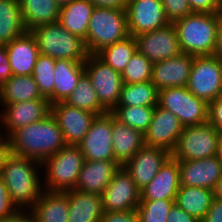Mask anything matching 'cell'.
I'll return each mask as SVG.
<instances>
[{
    "mask_svg": "<svg viewBox=\"0 0 222 222\" xmlns=\"http://www.w3.org/2000/svg\"><path fill=\"white\" fill-rule=\"evenodd\" d=\"M8 138L12 154L41 163L66 145L62 130L52 114L14 131Z\"/></svg>",
    "mask_w": 222,
    "mask_h": 222,
    "instance_id": "cell-1",
    "label": "cell"
},
{
    "mask_svg": "<svg viewBox=\"0 0 222 222\" xmlns=\"http://www.w3.org/2000/svg\"><path fill=\"white\" fill-rule=\"evenodd\" d=\"M41 168L42 163L32 158L14 154L7 158L0 177L19 210L29 211L44 192Z\"/></svg>",
    "mask_w": 222,
    "mask_h": 222,
    "instance_id": "cell-2",
    "label": "cell"
},
{
    "mask_svg": "<svg viewBox=\"0 0 222 222\" xmlns=\"http://www.w3.org/2000/svg\"><path fill=\"white\" fill-rule=\"evenodd\" d=\"M222 12H192L175 21L182 53L194 56H212L217 42V32Z\"/></svg>",
    "mask_w": 222,
    "mask_h": 222,
    "instance_id": "cell-3",
    "label": "cell"
},
{
    "mask_svg": "<svg viewBox=\"0 0 222 222\" xmlns=\"http://www.w3.org/2000/svg\"><path fill=\"white\" fill-rule=\"evenodd\" d=\"M29 31L36 40L40 54L55 60L77 62H85L89 55L84 40L66 30L59 21L35 26Z\"/></svg>",
    "mask_w": 222,
    "mask_h": 222,
    "instance_id": "cell-4",
    "label": "cell"
},
{
    "mask_svg": "<svg viewBox=\"0 0 222 222\" xmlns=\"http://www.w3.org/2000/svg\"><path fill=\"white\" fill-rule=\"evenodd\" d=\"M129 35L126 9L95 7L84 42L89 54H97Z\"/></svg>",
    "mask_w": 222,
    "mask_h": 222,
    "instance_id": "cell-5",
    "label": "cell"
},
{
    "mask_svg": "<svg viewBox=\"0 0 222 222\" xmlns=\"http://www.w3.org/2000/svg\"><path fill=\"white\" fill-rule=\"evenodd\" d=\"M84 155L78 145H65L42 163L43 188L64 192L74 189L84 164ZM45 180V181H44Z\"/></svg>",
    "mask_w": 222,
    "mask_h": 222,
    "instance_id": "cell-6",
    "label": "cell"
},
{
    "mask_svg": "<svg viewBox=\"0 0 222 222\" xmlns=\"http://www.w3.org/2000/svg\"><path fill=\"white\" fill-rule=\"evenodd\" d=\"M158 105L176 115L183 127L208 122L209 103L193 95L186 86L161 89Z\"/></svg>",
    "mask_w": 222,
    "mask_h": 222,
    "instance_id": "cell-7",
    "label": "cell"
},
{
    "mask_svg": "<svg viewBox=\"0 0 222 222\" xmlns=\"http://www.w3.org/2000/svg\"><path fill=\"white\" fill-rule=\"evenodd\" d=\"M219 133L209 123L183 127L171 156L176 160H200L214 157Z\"/></svg>",
    "mask_w": 222,
    "mask_h": 222,
    "instance_id": "cell-8",
    "label": "cell"
},
{
    "mask_svg": "<svg viewBox=\"0 0 222 222\" xmlns=\"http://www.w3.org/2000/svg\"><path fill=\"white\" fill-rule=\"evenodd\" d=\"M84 69L92 82L100 104L111 112L120 100L123 81L121 73L107 65L96 54H89Z\"/></svg>",
    "mask_w": 222,
    "mask_h": 222,
    "instance_id": "cell-9",
    "label": "cell"
},
{
    "mask_svg": "<svg viewBox=\"0 0 222 222\" xmlns=\"http://www.w3.org/2000/svg\"><path fill=\"white\" fill-rule=\"evenodd\" d=\"M187 89L196 97L211 102L222 95V61L212 56H195Z\"/></svg>",
    "mask_w": 222,
    "mask_h": 222,
    "instance_id": "cell-10",
    "label": "cell"
},
{
    "mask_svg": "<svg viewBox=\"0 0 222 222\" xmlns=\"http://www.w3.org/2000/svg\"><path fill=\"white\" fill-rule=\"evenodd\" d=\"M0 106L4 109H2V113L0 112V127L3 130L0 129V134L6 137L24 126L43 120L51 114V103L45 97L32 101L1 104Z\"/></svg>",
    "mask_w": 222,
    "mask_h": 222,
    "instance_id": "cell-11",
    "label": "cell"
},
{
    "mask_svg": "<svg viewBox=\"0 0 222 222\" xmlns=\"http://www.w3.org/2000/svg\"><path fill=\"white\" fill-rule=\"evenodd\" d=\"M105 212H122L137 209L141 193L131 175L121 166L102 193Z\"/></svg>",
    "mask_w": 222,
    "mask_h": 222,
    "instance_id": "cell-12",
    "label": "cell"
},
{
    "mask_svg": "<svg viewBox=\"0 0 222 222\" xmlns=\"http://www.w3.org/2000/svg\"><path fill=\"white\" fill-rule=\"evenodd\" d=\"M112 114L98 115L78 144L84 159L90 161L115 160L112 146Z\"/></svg>",
    "mask_w": 222,
    "mask_h": 222,
    "instance_id": "cell-13",
    "label": "cell"
},
{
    "mask_svg": "<svg viewBox=\"0 0 222 222\" xmlns=\"http://www.w3.org/2000/svg\"><path fill=\"white\" fill-rule=\"evenodd\" d=\"M137 51L152 63L181 54L177 30L173 23L134 37Z\"/></svg>",
    "mask_w": 222,
    "mask_h": 222,
    "instance_id": "cell-14",
    "label": "cell"
},
{
    "mask_svg": "<svg viewBox=\"0 0 222 222\" xmlns=\"http://www.w3.org/2000/svg\"><path fill=\"white\" fill-rule=\"evenodd\" d=\"M128 29L133 37L167 26L161 0H128Z\"/></svg>",
    "mask_w": 222,
    "mask_h": 222,
    "instance_id": "cell-15",
    "label": "cell"
},
{
    "mask_svg": "<svg viewBox=\"0 0 222 222\" xmlns=\"http://www.w3.org/2000/svg\"><path fill=\"white\" fill-rule=\"evenodd\" d=\"M182 130L183 126L178 117L157 104L149 128L144 133V143L147 146L166 149L172 153Z\"/></svg>",
    "mask_w": 222,
    "mask_h": 222,
    "instance_id": "cell-16",
    "label": "cell"
},
{
    "mask_svg": "<svg viewBox=\"0 0 222 222\" xmlns=\"http://www.w3.org/2000/svg\"><path fill=\"white\" fill-rule=\"evenodd\" d=\"M51 114L62 130L66 145H78L97 116L95 113L70 106L65 102L51 105Z\"/></svg>",
    "mask_w": 222,
    "mask_h": 222,
    "instance_id": "cell-17",
    "label": "cell"
},
{
    "mask_svg": "<svg viewBox=\"0 0 222 222\" xmlns=\"http://www.w3.org/2000/svg\"><path fill=\"white\" fill-rule=\"evenodd\" d=\"M170 156L171 153L166 149L144 145L123 167L141 191L156 177L161 166Z\"/></svg>",
    "mask_w": 222,
    "mask_h": 222,
    "instance_id": "cell-18",
    "label": "cell"
},
{
    "mask_svg": "<svg viewBox=\"0 0 222 222\" xmlns=\"http://www.w3.org/2000/svg\"><path fill=\"white\" fill-rule=\"evenodd\" d=\"M194 59V55L181 53L169 59L154 62L151 82L159 91L169 87L187 86Z\"/></svg>",
    "mask_w": 222,
    "mask_h": 222,
    "instance_id": "cell-19",
    "label": "cell"
},
{
    "mask_svg": "<svg viewBox=\"0 0 222 222\" xmlns=\"http://www.w3.org/2000/svg\"><path fill=\"white\" fill-rule=\"evenodd\" d=\"M180 186L213 190L222 175V164L216 156L200 160H178Z\"/></svg>",
    "mask_w": 222,
    "mask_h": 222,
    "instance_id": "cell-20",
    "label": "cell"
},
{
    "mask_svg": "<svg viewBox=\"0 0 222 222\" xmlns=\"http://www.w3.org/2000/svg\"><path fill=\"white\" fill-rule=\"evenodd\" d=\"M120 167L116 160H85L74 189L102 195Z\"/></svg>",
    "mask_w": 222,
    "mask_h": 222,
    "instance_id": "cell-21",
    "label": "cell"
},
{
    "mask_svg": "<svg viewBox=\"0 0 222 222\" xmlns=\"http://www.w3.org/2000/svg\"><path fill=\"white\" fill-rule=\"evenodd\" d=\"M180 188L178 160L170 156L141 191V200H175Z\"/></svg>",
    "mask_w": 222,
    "mask_h": 222,
    "instance_id": "cell-22",
    "label": "cell"
},
{
    "mask_svg": "<svg viewBox=\"0 0 222 222\" xmlns=\"http://www.w3.org/2000/svg\"><path fill=\"white\" fill-rule=\"evenodd\" d=\"M5 46L12 75H32L40 53L36 40L30 31L14 38Z\"/></svg>",
    "mask_w": 222,
    "mask_h": 222,
    "instance_id": "cell-23",
    "label": "cell"
},
{
    "mask_svg": "<svg viewBox=\"0 0 222 222\" xmlns=\"http://www.w3.org/2000/svg\"><path fill=\"white\" fill-rule=\"evenodd\" d=\"M69 202L68 222H99L102 217V196L76 189L66 191Z\"/></svg>",
    "mask_w": 222,
    "mask_h": 222,
    "instance_id": "cell-24",
    "label": "cell"
},
{
    "mask_svg": "<svg viewBox=\"0 0 222 222\" xmlns=\"http://www.w3.org/2000/svg\"><path fill=\"white\" fill-rule=\"evenodd\" d=\"M112 146L115 160L123 166L144 145V134L123 124L112 115Z\"/></svg>",
    "mask_w": 222,
    "mask_h": 222,
    "instance_id": "cell-25",
    "label": "cell"
},
{
    "mask_svg": "<svg viewBox=\"0 0 222 222\" xmlns=\"http://www.w3.org/2000/svg\"><path fill=\"white\" fill-rule=\"evenodd\" d=\"M34 222H68L69 202L66 191H46L29 210Z\"/></svg>",
    "mask_w": 222,
    "mask_h": 222,
    "instance_id": "cell-26",
    "label": "cell"
},
{
    "mask_svg": "<svg viewBox=\"0 0 222 222\" xmlns=\"http://www.w3.org/2000/svg\"><path fill=\"white\" fill-rule=\"evenodd\" d=\"M84 73V62L56 60L54 67V104L66 101Z\"/></svg>",
    "mask_w": 222,
    "mask_h": 222,
    "instance_id": "cell-27",
    "label": "cell"
},
{
    "mask_svg": "<svg viewBox=\"0 0 222 222\" xmlns=\"http://www.w3.org/2000/svg\"><path fill=\"white\" fill-rule=\"evenodd\" d=\"M95 6L88 0H74L60 9L59 23L70 33L86 39Z\"/></svg>",
    "mask_w": 222,
    "mask_h": 222,
    "instance_id": "cell-28",
    "label": "cell"
},
{
    "mask_svg": "<svg viewBox=\"0 0 222 222\" xmlns=\"http://www.w3.org/2000/svg\"><path fill=\"white\" fill-rule=\"evenodd\" d=\"M44 98L32 75H13L0 86V104Z\"/></svg>",
    "mask_w": 222,
    "mask_h": 222,
    "instance_id": "cell-29",
    "label": "cell"
},
{
    "mask_svg": "<svg viewBox=\"0 0 222 222\" xmlns=\"http://www.w3.org/2000/svg\"><path fill=\"white\" fill-rule=\"evenodd\" d=\"M213 198L211 189L180 186L175 203L201 222L211 207Z\"/></svg>",
    "mask_w": 222,
    "mask_h": 222,
    "instance_id": "cell-30",
    "label": "cell"
},
{
    "mask_svg": "<svg viewBox=\"0 0 222 222\" xmlns=\"http://www.w3.org/2000/svg\"><path fill=\"white\" fill-rule=\"evenodd\" d=\"M19 4L28 31L35 26L59 21L60 8L55 0H19Z\"/></svg>",
    "mask_w": 222,
    "mask_h": 222,
    "instance_id": "cell-31",
    "label": "cell"
},
{
    "mask_svg": "<svg viewBox=\"0 0 222 222\" xmlns=\"http://www.w3.org/2000/svg\"><path fill=\"white\" fill-rule=\"evenodd\" d=\"M27 31L19 0H0V45L9 44Z\"/></svg>",
    "mask_w": 222,
    "mask_h": 222,
    "instance_id": "cell-32",
    "label": "cell"
},
{
    "mask_svg": "<svg viewBox=\"0 0 222 222\" xmlns=\"http://www.w3.org/2000/svg\"><path fill=\"white\" fill-rule=\"evenodd\" d=\"M65 103L95 113L97 116L108 113V111L100 104L97 93L86 73L80 77L76 88L71 92Z\"/></svg>",
    "mask_w": 222,
    "mask_h": 222,
    "instance_id": "cell-33",
    "label": "cell"
},
{
    "mask_svg": "<svg viewBox=\"0 0 222 222\" xmlns=\"http://www.w3.org/2000/svg\"><path fill=\"white\" fill-rule=\"evenodd\" d=\"M159 90L150 81L143 83H123L117 106H156Z\"/></svg>",
    "mask_w": 222,
    "mask_h": 222,
    "instance_id": "cell-34",
    "label": "cell"
},
{
    "mask_svg": "<svg viewBox=\"0 0 222 222\" xmlns=\"http://www.w3.org/2000/svg\"><path fill=\"white\" fill-rule=\"evenodd\" d=\"M136 52V40L132 35H129L112 45L104 47L96 55L118 73H122Z\"/></svg>",
    "mask_w": 222,
    "mask_h": 222,
    "instance_id": "cell-35",
    "label": "cell"
},
{
    "mask_svg": "<svg viewBox=\"0 0 222 222\" xmlns=\"http://www.w3.org/2000/svg\"><path fill=\"white\" fill-rule=\"evenodd\" d=\"M154 110L155 106H116L110 113L119 122L144 134L152 121Z\"/></svg>",
    "mask_w": 222,
    "mask_h": 222,
    "instance_id": "cell-36",
    "label": "cell"
},
{
    "mask_svg": "<svg viewBox=\"0 0 222 222\" xmlns=\"http://www.w3.org/2000/svg\"><path fill=\"white\" fill-rule=\"evenodd\" d=\"M56 60L50 56L40 54L34 66L32 76L39 87L43 97L51 105L54 104V67Z\"/></svg>",
    "mask_w": 222,
    "mask_h": 222,
    "instance_id": "cell-37",
    "label": "cell"
},
{
    "mask_svg": "<svg viewBox=\"0 0 222 222\" xmlns=\"http://www.w3.org/2000/svg\"><path fill=\"white\" fill-rule=\"evenodd\" d=\"M153 63L138 51L132 56L121 73L123 83H143L152 78Z\"/></svg>",
    "mask_w": 222,
    "mask_h": 222,
    "instance_id": "cell-38",
    "label": "cell"
},
{
    "mask_svg": "<svg viewBox=\"0 0 222 222\" xmlns=\"http://www.w3.org/2000/svg\"><path fill=\"white\" fill-rule=\"evenodd\" d=\"M175 200H140L137 207L140 222H167V216Z\"/></svg>",
    "mask_w": 222,
    "mask_h": 222,
    "instance_id": "cell-39",
    "label": "cell"
},
{
    "mask_svg": "<svg viewBox=\"0 0 222 222\" xmlns=\"http://www.w3.org/2000/svg\"><path fill=\"white\" fill-rule=\"evenodd\" d=\"M161 2L164 6L165 16L170 23L192 13L187 0H161Z\"/></svg>",
    "mask_w": 222,
    "mask_h": 222,
    "instance_id": "cell-40",
    "label": "cell"
},
{
    "mask_svg": "<svg viewBox=\"0 0 222 222\" xmlns=\"http://www.w3.org/2000/svg\"><path fill=\"white\" fill-rule=\"evenodd\" d=\"M20 211L12 202L5 182L0 177V219L8 218Z\"/></svg>",
    "mask_w": 222,
    "mask_h": 222,
    "instance_id": "cell-41",
    "label": "cell"
},
{
    "mask_svg": "<svg viewBox=\"0 0 222 222\" xmlns=\"http://www.w3.org/2000/svg\"><path fill=\"white\" fill-rule=\"evenodd\" d=\"M208 122L222 135V96L209 102Z\"/></svg>",
    "mask_w": 222,
    "mask_h": 222,
    "instance_id": "cell-42",
    "label": "cell"
},
{
    "mask_svg": "<svg viewBox=\"0 0 222 222\" xmlns=\"http://www.w3.org/2000/svg\"><path fill=\"white\" fill-rule=\"evenodd\" d=\"M192 12H222V0H187Z\"/></svg>",
    "mask_w": 222,
    "mask_h": 222,
    "instance_id": "cell-43",
    "label": "cell"
},
{
    "mask_svg": "<svg viewBox=\"0 0 222 222\" xmlns=\"http://www.w3.org/2000/svg\"><path fill=\"white\" fill-rule=\"evenodd\" d=\"M99 222H140L137 209L122 212H105Z\"/></svg>",
    "mask_w": 222,
    "mask_h": 222,
    "instance_id": "cell-44",
    "label": "cell"
},
{
    "mask_svg": "<svg viewBox=\"0 0 222 222\" xmlns=\"http://www.w3.org/2000/svg\"><path fill=\"white\" fill-rule=\"evenodd\" d=\"M167 222H200L195 217L189 215L176 203L172 205L167 216Z\"/></svg>",
    "mask_w": 222,
    "mask_h": 222,
    "instance_id": "cell-45",
    "label": "cell"
},
{
    "mask_svg": "<svg viewBox=\"0 0 222 222\" xmlns=\"http://www.w3.org/2000/svg\"><path fill=\"white\" fill-rule=\"evenodd\" d=\"M12 76L10 65L7 61L6 46L0 45V86Z\"/></svg>",
    "mask_w": 222,
    "mask_h": 222,
    "instance_id": "cell-46",
    "label": "cell"
},
{
    "mask_svg": "<svg viewBox=\"0 0 222 222\" xmlns=\"http://www.w3.org/2000/svg\"><path fill=\"white\" fill-rule=\"evenodd\" d=\"M201 222H222V200L213 198L211 207Z\"/></svg>",
    "mask_w": 222,
    "mask_h": 222,
    "instance_id": "cell-47",
    "label": "cell"
},
{
    "mask_svg": "<svg viewBox=\"0 0 222 222\" xmlns=\"http://www.w3.org/2000/svg\"><path fill=\"white\" fill-rule=\"evenodd\" d=\"M12 154L9 138L0 134V174L7 158Z\"/></svg>",
    "mask_w": 222,
    "mask_h": 222,
    "instance_id": "cell-48",
    "label": "cell"
},
{
    "mask_svg": "<svg viewBox=\"0 0 222 222\" xmlns=\"http://www.w3.org/2000/svg\"><path fill=\"white\" fill-rule=\"evenodd\" d=\"M95 7L126 9L128 0H88Z\"/></svg>",
    "mask_w": 222,
    "mask_h": 222,
    "instance_id": "cell-49",
    "label": "cell"
},
{
    "mask_svg": "<svg viewBox=\"0 0 222 222\" xmlns=\"http://www.w3.org/2000/svg\"><path fill=\"white\" fill-rule=\"evenodd\" d=\"M0 222H34V220L30 211L20 210L11 217L0 219Z\"/></svg>",
    "mask_w": 222,
    "mask_h": 222,
    "instance_id": "cell-50",
    "label": "cell"
},
{
    "mask_svg": "<svg viewBox=\"0 0 222 222\" xmlns=\"http://www.w3.org/2000/svg\"><path fill=\"white\" fill-rule=\"evenodd\" d=\"M213 55L222 61V14L217 32L216 47Z\"/></svg>",
    "mask_w": 222,
    "mask_h": 222,
    "instance_id": "cell-51",
    "label": "cell"
},
{
    "mask_svg": "<svg viewBox=\"0 0 222 222\" xmlns=\"http://www.w3.org/2000/svg\"><path fill=\"white\" fill-rule=\"evenodd\" d=\"M213 196L216 199L222 200V175L221 177L217 180L214 188H213Z\"/></svg>",
    "mask_w": 222,
    "mask_h": 222,
    "instance_id": "cell-52",
    "label": "cell"
},
{
    "mask_svg": "<svg viewBox=\"0 0 222 222\" xmlns=\"http://www.w3.org/2000/svg\"><path fill=\"white\" fill-rule=\"evenodd\" d=\"M215 156L222 164V135H219L218 141H217V148H216V154Z\"/></svg>",
    "mask_w": 222,
    "mask_h": 222,
    "instance_id": "cell-53",
    "label": "cell"
},
{
    "mask_svg": "<svg viewBox=\"0 0 222 222\" xmlns=\"http://www.w3.org/2000/svg\"><path fill=\"white\" fill-rule=\"evenodd\" d=\"M72 1L74 0H55L56 4L58 5V7L61 9L65 6H67L68 4H70Z\"/></svg>",
    "mask_w": 222,
    "mask_h": 222,
    "instance_id": "cell-54",
    "label": "cell"
}]
</instances>
